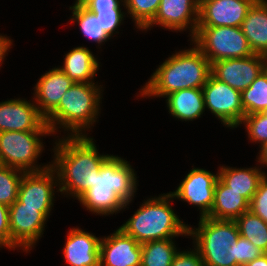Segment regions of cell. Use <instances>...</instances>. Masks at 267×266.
Returning a JSON list of instances; mask_svg holds the SVG:
<instances>
[{"label": "cell", "mask_w": 267, "mask_h": 266, "mask_svg": "<svg viewBox=\"0 0 267 266\" xmlns=\"http://www.w3.org/2000/svg\"><path fill=\"white\" fill-rule=\"evenodd\" d=\"M51 166L58 176L59 193L78 199L92 187L95 173L112 156L100 154L91 136H67L55 139Z\"/></svg>", "instance_id": "cell-1"}, {"label": "cell", "mask_w": 267, "mask_h": 266, "mask_svg": "<svg viewBox=\"0 0 267 266\" xmlns=\"http://www.w3.org/2000/svg\"><path fill=\"white\" fill-rule=\"evenodd\" d=\"M136 175L130 162L112 154L99 173H95L92 187L77 200L96 215H116L134 200L139 185Z\"/></svg>", "instance_id": "cell-2"}, {"label": "cell", "mask_w": 267, "mask_h": 266, "mask_svg": "<svg viewBox=\"0 0 267 266\" xmlns=\"http://www.w3.org/2000/svg\"><path fill=\"white\" fill-rule=\"evenodd\" d=\"M190 49L175 51L155 69L138 97L165 98L172 92L202 88L211 74V63L190 41Z\"/></svg>", "instance_id": "cell-3"}, {"label": "cell", "mask_w": 267, "mask_h": 266, "mask_svg": "<svg viewBox=\"0 0 267 266\" xmlns=\"http://www.w3.org/2000/svg\"><path fill=\"white\" fill-rule=\"evenodd\" d=\"M102 86L98 82L74 83L62 95L58 107L45 119L52 135L62 128L67 136H88L86 131L99 121Z\"/></svg>", "instance_id": "cell-4"}, {"label": "cell", "mask_w": 267, "mask_h": 266, "mask_svg": "<svg viewBox=\"0 0 267 266\" xmlns=\"http://www.w3.org/2000/svg\"><path fill=\"white\" fill-rule=\"evenodd\" d=\"M170 193L150 197L140 204L121 228L138 243L188 236L189 225L179 219L172 209Z\"/></svg>", "instance_id": "cell-5"}, {"label": "cell", "mask_w": 267, "mask_h": 266, "mask_svg": "<svg viewBox=\"0 0 267 266\" xmlns=\"http://www.w3.org/2000/svg\"><path fill=\"white\" fill-rule=\"evenodd\" d=\"M188 236L205 266H231L228 249L240 236L235 220L201 217L197 228L189 226Z\"/></svg>", "instance_id": "cell-6"}, {"label": "cell", "mask_w": 267, "mask_h": 266, "mask_svg": "<svg viewBox=\"0 0 267 266\" xmlns=\"http://www.w3.org/2000/svg\"><path fill=\"white\" fill-rule=\"evenodd\" d=\"M46 135L52 136L51 131L0 132V163L24 172H38L47 169L51 162L45 165L37 163L38 158H41L40 155L45 150L43 137Z\"/></svg>", "instance_id": "cell-7"}, {"label": "cell", "mask_w": 267, "mask_h": 266, "mask_svg": "<svg viewBox=\"0 0 267 266\" xmlns=\"http://www.w3.org/2000/svg\"><path fill=\"white\" fill-rule=\"evenodd\" d=\"M210 61L245 58L254 53L240 27H197L190 40Z\"/></svg>", "instance_id": "cell-8"}, {"label": "cell", "mask_w": 267, "mask_h": 266, "mask_svg": "<svg viewBox=\"0 0 267 266\" xmlns=\"http://www.w3.org/2000/svg\"><path fill=\"white\" fill-rule=\"evenodd\" d=\"M202 92L205 108L209 109L223 126L230 129L239 127L245 117L240 91L210 74Z\"/></svg>", "instance_id": "cell-9"}, {"label": "cell", "mask_w": 267, "mask_h": 266, "mask_svg": "<svg viewBox=\"0 0 267 266\" xmlns=\"http://www.w3.org/2000/svg\"><path fill=\"white\" fill-rule=\"evenodd\" d=\"M56 192H60L58 176L50 165L43 171L23 174L19 185L18 200L23 207L39 208V211L49 218L54 207Z\"/></svg>", "instance_id": "cell-10"}, {"label": "cell", "mask_w": 267, "mask_h": 266, "mask_svg": "<svg viewBox=\"0 0 267 266\" xmlns=\"http://www.w3.org/2000/svg\"><path fill=\"white\" fill-rule=\"evenodd\" d=\"M48 218L39 208L23 207L17 199L9 206V226L11 233V250L20 248L30 252L42 237Z\"/></svg>", "instance_id": "cell-11"}, {"label": "cell", "mask_w": 267, "mask_h": 266, "mask_svg": "<svg viewBox=\"0 0 267 266\" xmlns=\"http://www.w3.org/2000/svg\"><path fill=\"white\" fill-rule=\"evenodd\" d=\"M218 179L217 173L203 168L192 167L175 191L169 192L174 199L198 207L199 216L207 217L214 204V189Z\"/></svg>", "instance_id": "cell-12"}, {"label": "cell", "mask_w": 267, "mask_h": 266, "mask_svg": "<svg viewBox=\"0 0 267 266\" xmlns=\"http://www.w3.org/2000/svg\"><path fill=\"white\" fill-rule=\"evenodd\" d=\"M199 0H161L154 19L142 30H151L158 25L168 31L189 30L190 40L197 32Z\"/></svg>", "instance_id": "cell-13"}, {"label": "cell", "mask_w": 267, "mask_h": 266, "mask_svg": "<svg viewBox=\"0 0 267 266\" xmlns=\"http://www.w3.org/2000/svg\"><path fill=\"white\" fill-rule=\"evenodd\" d=\"M267 67V57L253 54L245 58L222 59L211 64V74L242 92Z\"/></svg>", "instance_id": "cell-14"}, {"label": "cell", "mask_w": 267, "mask_h": 266, "mask_svg": "<svg viewBox=\"0 0 267 266\" xmlns=\"http://www.w3.org/2000/svg\"><path fill=\"white\" fill-rule=\"evenodd\" d=\"M50 131L34 99H8L0 102V132Z\"/></svg>", "instance_id": "cell-15"}, {"label": "cell", "mask_w": 267, "mask_h": 266, "mask_svg": "<svg viewBox=\"0 0 267 266\" xmlns=\"http://www.w3.org/2000/svg\"><path fill=\"white\" fill-rule=\"evenodd\" d=\"M256 0H199L197 27H240Z\"/></svg>", "instance_id": "cell-16"}, {"label": "cell", "mask_w": 267, "mask_h": 266, "mask_svg": "<svg viewBox=\"0 0 267 266\" xmlns=\"http://www.w3.org/2000/svg\"><path fill=\"white\" fill-rule=\"evenodd\" d=\"M99 266H141V244L121 228L100 242Z\"/></svg>", "instance_id": "cell-17"}, {"label": "cell", "mask_w": 267, "mask_h": 266, "mask_svg": "<svg viewBox=\"0 0 267 266\" xmlns=\"http://www.w3.org/2000/svg\"><path fill=\"white\" fill-rule=\"evenodd\" d=\"M73 84L58 66L41 75L33 88L32 98L45 119L58 107L62 95Z\"/></svg>", "instance_id": "cell-18"}, {"label": "cell", "mask_w": 267, "mask_h": 266, "mask_svg": "<svg viewBox=\"0 0 267 266\" xmlns=\"http://www.w3.org/2000/svg\"><path fill=\"white\" fill-rule=\"evenodd\" d=\"M66 236L62 252L69 266H99L102 237L79 227L70 228Z\"/></svg>", "instance_id": "cell-19"}, {"label": "cell", "mask_w": 267, "mask_h": 266, "mask_svg": "<svg viewBox=\"0 0 267 266\" xmlns=\"http://www.w3.org/2000/svg\"><path fill=\"white\" fill-rule=\"evenodd\" d=\"M254 54L267 57V0H256L240 26Z\"/></svg>", "instance_id": "cell-20"}, {"label": "cell", "mask_w": 267, "mask_h": 266, "mask_svg": "<svg viewBox=\"0 0 267 266\" xmlns=\"http://www.w3.org/2000/svg\"><path fill=\"white\" fill-rule=\"evenodd\" d=\"M64 56L63 65L59 68L74 83L94 82L100 62L88 47L84 45L75 47Z\"/></svg>", "instance_id": "cell-21"}, {"label": "cell", "mask_w": 267, "mask_h": 266, "mask_svg": "<svg viewBox=\"0 0 267 266\" xmlns=\"http://www.w3.org/2000/svg\"><path fill=\"white\" fill-rule=\"evenodd\" d=\"M166 106L170 116L180 121H193L205 112L202 88L182 89L166 97Z\"/></svg>", "instance_id": "cell-22"}, {"label": "cell", "mask_w": 267, "mask_h": 266, "mask_svg": "<svg viewBox=\"0 0 267 266\" xmlns=\"http://www.w3.org/2000/svg\"><path fill=\"white\" fill-rule=\"evenodd\" d=\"M250 168H236L230 166H221L218 169V178L231 190L240 193L249 202L258 189L260 181L267 173L257 166Z\"/></svg>", "instance_id": "cell-23"}, {"label": "cell", "mask_w": 267, "mask_h": 266, "mask_svg": "<svg viewBox=\"0 0 267 266\" xmlns=\"http://www.w3.org/2000/svg\"><path fill=\"white\" fill-rule=\"evenodd\" d=\"M250 202L240 193L231 190L219 178L214 189V204L207 217L217 220H236L249 211Z\"/></svg>", "instance_id": "cell-24"}, {"label": "cell", "mask_w": 267, "mask_h": 266, "mask_svg": "<svg viewBox=\"0 0 267 266\" xmlns=\"http://www.w3.org/2000/svg\"><path fill=\"white\" fill-rule=\"evenodd\" d=\"M178 251L175 238L142 243L141 266H171Z\"/></svg>", "instance_id": "cell-25"}, {"label": "cell", "mask_w": 267, "mask_h": 266, "mask_svg": "<svg viewBox=\"0 0 267 266\" xmlns=\"http://www.w3.org/2000/svg\"><path fill=\"white\" fill-rule=\"evenodd\" d=\"M69 10L72 11L70 22H76L86 39L96 42L100 47L110 39L101 27L98 18L85 9L77 0L73 3V6H70Z\"/></svg>", "instance_id": "cell-26"}, {"label": "cell", "mask_w": 267, "mask_h": 266, "mask_svg": "<svg viewBox=\"0 0 267 266\" xmlns=\"http://www.w3.org/2000/svg\"><path fill=\"white\" fill-rule=\"evenodd\" d=\"M240 236L247 239L263 253H267V223L250 210L235 220Z\"/></svg>", "instance_id": "cell-27"}, {"label": "cell", "mask_w": 267, "mask_h": 266, "mask_svg": "<svg viewBox=\"0 0 267 266\" xmlns=\"http://www.w3.org/2000/svg\"><path fill=\"white\" fill-rule=\"evenodd\" d=\"M245 115L262 113L267 108V67L241 92Z\"/></svg>", "instance_id": "cell-28"}, {"label": "cell", "mask_w": 267, "mask_h": 266, "mask_svg": "<svg viewBox=\"0 0 267 266\" xmlns=\"http://www.w3.org/2000/svg\"><path fill=\"white\" fill-rule=\"evenodd\" d=\"M161 0H124L126 14L132 18L135 28L143 30L155 17Z\"/></svg>", "instance_id": "cell-29"}, {"label": "cell", "mask_w": 267, "mask_h": 266, "mask_svg": "<svg viewBox=\"0 0 267 266\" xmlns=\"http://www.w3.org/2000/svg\"><path fill=\"white\" fill-rule=\"evenodd\" d=\"M24 173L0 164V203L11 206L18 199L19 185Z\"/></svg>", "instance_id": "cell-30"}, {"label": "cell", "mask_w": 267, "mask_h": 266, "mask_svg": "<svg viewBox=\"0 0 267 266\" xmlns=\"http://www.w3.org/2000/svg\"><path fill=\"white\" fill-rule=\"evenodd\" d=\"M231 256V266H243L255 258L260 257L263 252L242 236L228 249Z\"/></svg>", "instance_id": "cell-31"}, {"label": "cell", "mask_w": 267, "mask_h": 266, "mask_svg": "<svg viewBox=\"0 0 267 266\" xmlns=\"http://www.w3.org/2000/svg\"><path fill=\"white\" fill-rule=\"evenodd\" d=\"M241 124L245 125V131L248 133L249 140L262 146L267 142V117L262 113L245 115Z\"/></svg>", "instance_id": "cell-32"}, {"label": "cell", "mask_w": 267, "mask_h": 266, "mask_svg": "<svg viewBox=\"0 0 267 266\" xmlns=\"http://www.w3.org/2000/svg\"><path fill=\"white\" fill-rule=\"evenodd\" d=\"M88 11L98 18L101 27L110 38L115 34H119L118 29L125 20L126 11L124 12L122 9Z\"/></svg>", "instance_id": "cell-33"}, {"label": "cell", "mask_w": 267, "mask_h": 266, "mask_svg": "<svg viewBox=\"0 0 267 266\" xmlns=\"http://www.w3.org/2000/svg\"><path fill=\"white\" fill-rule=\"evenodd\" d=\"M267 223V175L260 181L259 186L250 202V209Z\"/></svg>", "instance_id": "cell-34"}, {"label": "cell", "mask_w": 267, "mask_h": 266, "mask_svg": "<svg viewBox=\"0 0 267 266\" xmlns=\"http://www.w3.org/2000/svg\"><path fill=\"white\" fill-rule=\"evenodd\" d=\"M190 250L179 251L174 256L171 266H205L198 250L192 246Z\"/></svg>", "instance_id": "cell-35"}, {"label": "cell", "mask_w": 267, "mask_h": 266, "mask_svg": "<svg viewBox=\"0 0 267 266\" xmlns=\"http://www.w3.org/2000/svg\"><path fill=\"white\" fill-rule=\"evenodd\" d=\"M4 247L11 250L9 206L0 203V249Z\"/></svg>", "instance_id": "cell-36"}, {"label": "cell", "mask_w": 267, "mask_h": 266, "mask_svg": "<svg viewBox=\"0 0 267 266\" xmlns=\"http://www.w3.org/2000/svg\"><path fill=\"white\" fill-rule=\"evenodd\" d=\"M87 10L125 9L124 0H77ZM121 5V6H120Z\"/></svg>", "instance_id": "cell-37"}, {"label": "cell", "mask_w": 267, "mask_h": 266, "mask_svg": "<svg viewBox=\"0 0 267 266\" xmlns=\"http://www.w3.org/2000/svg\"><path fill=\"white\" fill-rule=\"evenodd\" d=\"M12 42L13 40L10 39V37L0 34V66H2L5 61L4 59L9 52V49L12 48Z\"/></svg>", "instance_id": "cell-38"}, {"label": "cell", "mask_w": 267, "mask_h": 266, "mask_svg": "<svg viewBox=\"0 0 267 266\" xmlns=\"http://www.w3.org/2000/svg\"><path fill=\"white\" fill-rule=\"evenodd\" d=\"M259 156L257 155L258 159L257 162H259V165L261 166V168L263 167H267V142H265L262 146L259 147ZM265 165V166H264Z\"/></svg>", "instance_id": "cell-39"}, {"label": "cell", "mask_w": 267, "mask_h": 266, "mask_svg": "<svg viewBox=\"0 0 267 266\" xmlns=\"http://www.w3.org/2000/svg\"><path fill=\"white\" fill-rule=\"evenodd\" d=\"M243 266H267V253H263L260 257L255 258Z\"/></svg>", "instance_id": "cell-40"}, {"label": "cell", "mask_w": 267, "mask_h": 266, "mask_svg": "<svg viewBox=\"0 0 267 266\" xmlns=\"http://www.w3.org/2000/svg\"><path fill=\"white\" fill-rule=\"evenodd\" d=\"M262 114L267 117V108L262 112Z\"/></svg>", "instance_id": "cell-41"}]
</instances>
